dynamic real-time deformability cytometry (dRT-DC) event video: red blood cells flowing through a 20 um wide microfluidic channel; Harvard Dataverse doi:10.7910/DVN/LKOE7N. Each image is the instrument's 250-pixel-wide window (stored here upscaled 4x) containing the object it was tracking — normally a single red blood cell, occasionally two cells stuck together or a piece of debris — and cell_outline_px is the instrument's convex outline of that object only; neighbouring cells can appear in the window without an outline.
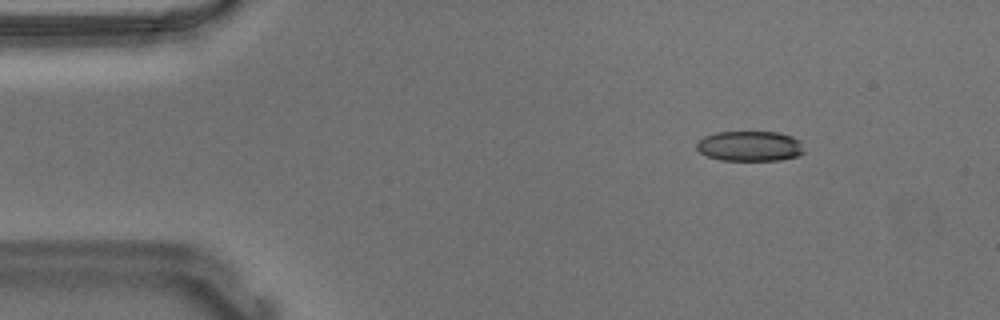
{"species": "Egyptian fruit bat (a non-hibernating species)", "species_latin": "Rousettus aegyptiacus", "temperature_condition": "warm", "stored_images_in_passage": 48, "camera_frame_rate_fps": 3000, "um_per_image_px": 0.085, "animal": {"sex": "male"}, "frame": {"image": 1, "passage_image": 1, "time_ms": 0.0, "image_size_px": [1000, 320], "cell_outline_px": [[804, 152], [796, 156], [780, 160], [720, 160], [708, 156], [700, 152], [696, 148], [696, 144], [704, 136], [716, 132], [780, 132], [792, 136], [800, 140]], "centroid_in_image_um": [63.74, 12.41], "position_along_channel_um": 21.3, "area_um2": 18.9}}
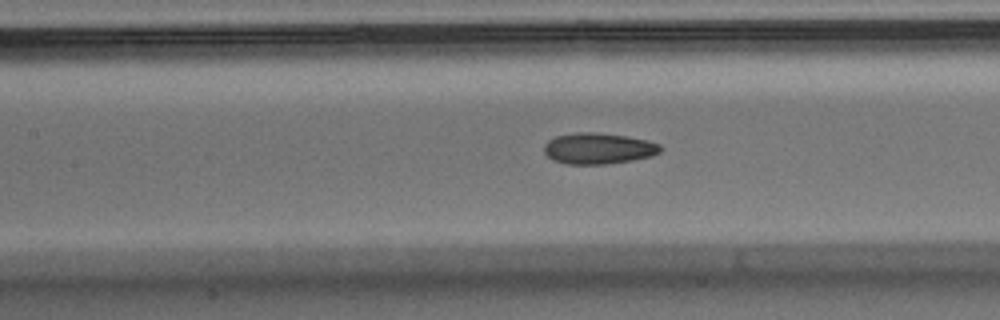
{"frame": {"image": 2, "passage_image": 18, "time_ms": 5.667, "image_size_px": [1000, 320], "cell_outline_px": [[664, 148], [660, 152], [652, 156], [632, 160], [604, 164], [568, 164], [552, 160], [544, 152], [544, 144], [548, 140], [556, 136], [576, 132], [596, 132], [628, 136], [648, 140], [660, 144]], "centroid_in_image_um": [50.88, 12.61], "position_along_channel_um": 156.5, "area_um2": 21.27}}
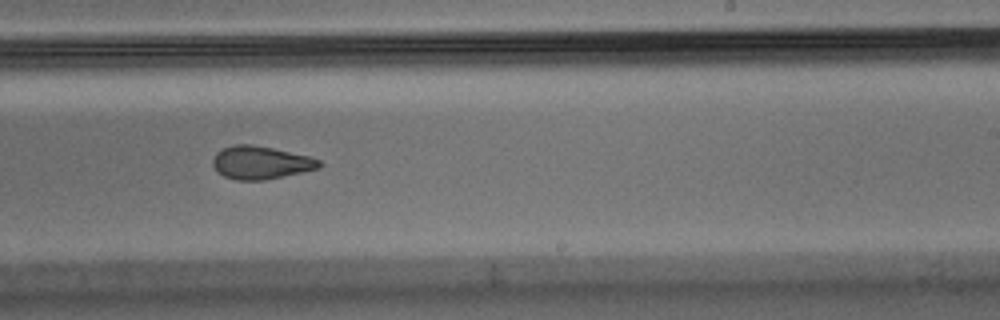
{"frame": {"image": 3, "passage_image": 27, "time_ms": 8.667, "image_size_px": [1000, 320], "cell_outline_px": [[324, 164], [320, 168], [264, 180], [236, 180], [224, 176], [216, 172], [212, 164], [212, 160], [216, 152], [232, 144], [252, 144], [272, 148], [308, 156], [320, 160]], "centroid_in_image_um": [22.14, 13.82], "position_along_channel_um": 266.9, "area_um2": 20.52}, "authors_computed_cell_mechanics": {"area_um2": 20.9814, "velocity_mm_per_s": 3.6867, "shape_relaxation_time_tau1_ms": null, "shape_relaxation_time_tau2_ms": 2.8328, "deformation_change_tau1": null, "deformation_change_tau2": 0.0926}}